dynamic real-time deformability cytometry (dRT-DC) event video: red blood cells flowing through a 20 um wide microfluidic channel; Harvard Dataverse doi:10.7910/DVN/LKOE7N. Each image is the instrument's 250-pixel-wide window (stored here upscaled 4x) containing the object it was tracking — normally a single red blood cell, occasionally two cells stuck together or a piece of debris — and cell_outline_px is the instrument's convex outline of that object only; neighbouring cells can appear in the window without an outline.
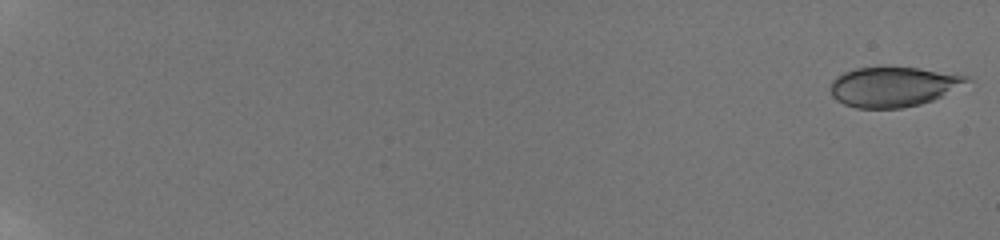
{"species": "human", "species_latin": "Homo sapiens", "temperature_condition": "room temperature", "stored_images_in_passage": 16, "camera_frame_rate_fps": 3000, "um_per_image_px": 0.085, "donor": {"sex": "male"}, "frame": {"image": 1, "passage_image": 1, "time_ms": 0.0, "image_size_px": [1000, 240], "cell_outline_px": [[972, 80], [932, 100], [920, 104], [900, 108], [856, 108], [844, 104], [836, 100], [832, 96], [828, 88], [832, 80], [836, 76], [844, 72], [856, 68], [920, 68], [968, 76]], "centroid_in_image_um": [75.86, 7.38], "position_along_channel_um": 9.1, "area_um2": 31.39}}
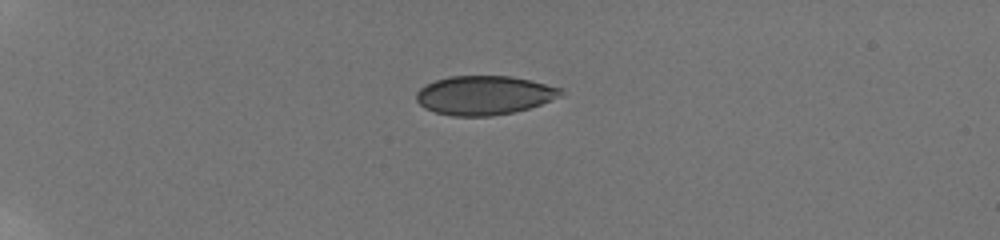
{"frame": {"image": 2, "passage_image": 10, "time_ms": 5.667, "image_size_px": [1000, 240], "cell_outline_px": [[564, 92], [560, 96], [540, 104], [528, 108], [512, 112], [492, 116], [452, 116], [436, 112], [424, 108], [416, 100], [416, 92], [420, 88], [436, 80], [448, 76], [512, 76], [564, 88]], "centroid_in_image_um": [41.16, 8.09], "position_along_channel_um": 43.8, "area_um2": 32.77}}
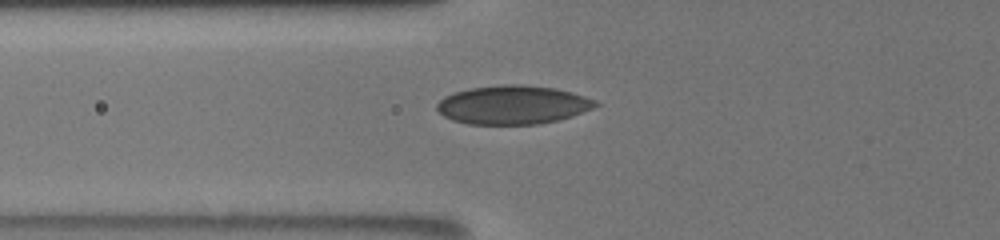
{"frame": {"image": 3, "passage_image": 14, "time_ms": 8.333, "image_size_px": [1000, 240], "cell_outline_px": [[600, 104], [592, 108], [572, 116], [540, 124], [468, 124], [452, 120], [444, 116], [436, 108], [436, 104], [444, 96], [452, 92], [468, 88], [504, 84], [520, 84], [556, 88], [572, 92], [596, 100]], "centroid_in_image_um": [43.57, 8.9], "position_along_channel_um": 82.2, "area_um2": 35.89}}